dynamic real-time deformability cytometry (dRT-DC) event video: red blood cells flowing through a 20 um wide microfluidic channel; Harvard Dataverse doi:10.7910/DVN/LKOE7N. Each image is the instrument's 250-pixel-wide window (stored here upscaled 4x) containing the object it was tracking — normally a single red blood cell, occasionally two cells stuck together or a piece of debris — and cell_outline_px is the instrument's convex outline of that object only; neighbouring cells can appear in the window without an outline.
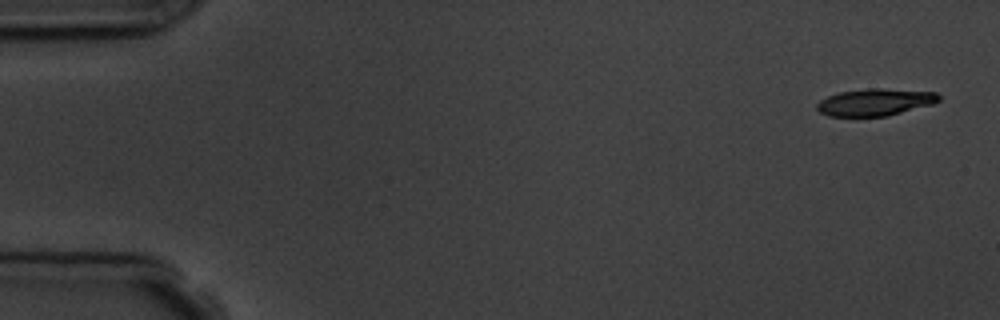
{"species": "common noctule bat (a hibernating species)", "species_latin": "Nyctalus noctula", "temperature_condition": "room temperature", "stored_images_in_passage": 5, "camera_frame_rate_fps": 3000, "um_per_image_px": 0.085, "animal": {"sex": "male", "body_mass_g": 19.5, "forearm_length_mm": 54.6}, "frame": {"image": 1, "passage_image": 1, "time_ms": 0.0, "image_size_px": [1000, 320], "cell_outline_px": [[940, 100], [932, 104], [888, 116], [828, 116], [820, 112], [816, 108], [816, 104], [820, 100], [828, 96], [840, 92], [868, 88], [880, 88], [936, 92], [940, 96]], "centroid_in_image_um": [74.38, 8.68], "position_along_channel_um": 10.6, "area_um2": 19.19}}
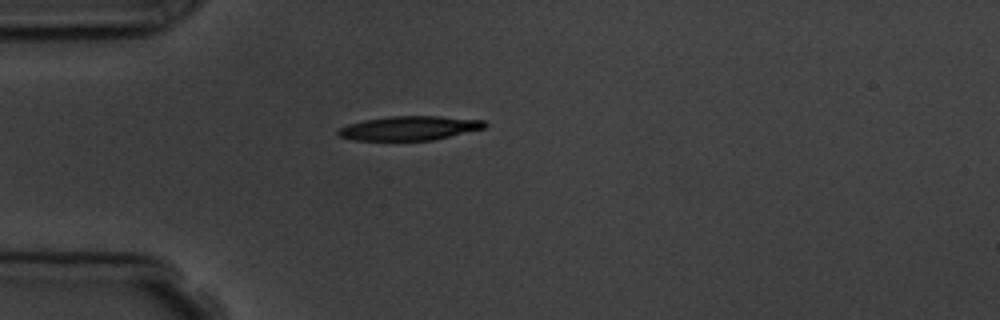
{"frame": {"image": 2, "passage_image": 4, "time_ms": 4.333, "image_size_px": [1000, 320], "cell_outline_px": [[488, 124], [484, 128], [432, 140], [352, 140], [340, 136], [336, 132], [340, 128], [348, 124], [364, 120], [392, 116], [440, 116], [484, 120]], "centroid_in_image_um": [34.8, 10.89], "position_along_channel_um": 50.2, "area_um2": 20.46}}